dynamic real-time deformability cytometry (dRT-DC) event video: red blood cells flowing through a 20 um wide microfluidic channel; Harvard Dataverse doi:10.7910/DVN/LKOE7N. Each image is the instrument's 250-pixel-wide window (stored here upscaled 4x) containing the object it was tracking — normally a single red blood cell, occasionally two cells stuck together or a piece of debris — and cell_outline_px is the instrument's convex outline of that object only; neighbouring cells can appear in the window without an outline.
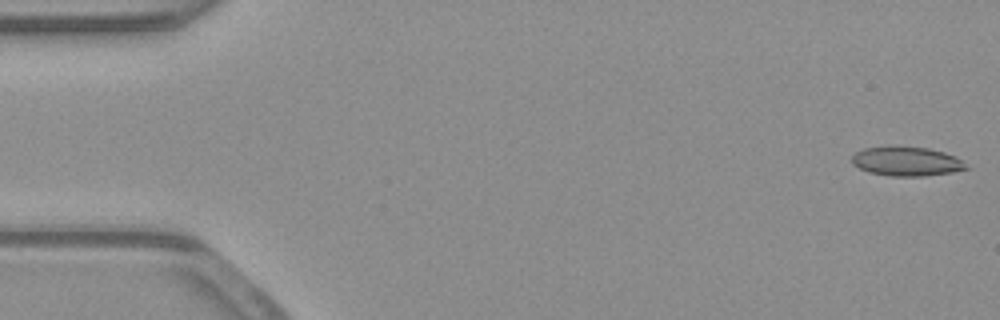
{"species": "common noctule bat (a hibernating species)", "species_latin": "Nyctalus noctula", "temperature_condition": "warm", "stored_images_in_passage": 52, "camera_frame_rate_fps": 3000, "um_per_image_px": 0.085, "animal": {"sex": "male", "body_mass_g": 23.1, "forearm_length_mm": 52.7}, "frame": {"image": 1, "passage_image": 1, "time_ms": 0.0, "image_size_px": [1000, 320], "cell_outline_px": [[968, 168], [952, 172], [924, 176], [888, 176], [868, 172], [852, 164], [852, 156], [856, 152], [864, 148], [892, 144], [928, 148], [944, 152], [956, 156]], "centroid_in_image_um": [77.0, 13.69], "position_along_channel_um": 8.0, "area_um2": 19.83}}
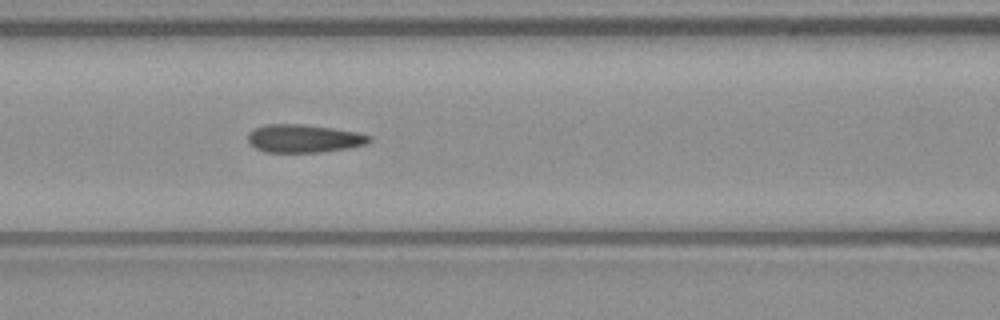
{"frame": {"image": 2, "passage_image": 22, "time_ms": 7.0, "image_size_px": [1000, 320], "cell_outline_px": [[372, 140], [368, 144], [348, 148], [320, 152], [264, 152], [256, 148], [248, 140], [248, 132], [252, 128], [264, 124], [304, 124], [360, 132], [372, 136]], "centroid_in_image_um": [25.85, 11.76], "position_along_channel_um": 140.7, "area_um2": 20.11}}
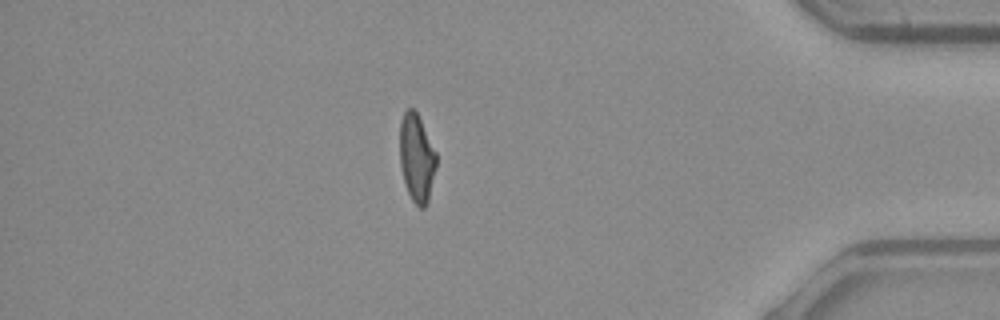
{"frame": {"image": 3, "passage_image": 45, "time_ms": 14.667, "image_size_px": [1000, 320], "cell_outline_px": [[436, 168], [428, 200], [424, 208], [420, 208], [412, 200], [408, 192], [404, 180], [400, 164], [400, 120], [404, 112], [408, 108], [412, 108], [416, 112], [436, 152]], "centroid_in_image_um": [35.41, 13.42], "position_along_channel_um": 399.8, "area_um2": 18.44}, "authors_computed_cell_mechanics": {"area_um2": 20.0277, "velocity_mm_per_s": 3.9407, "shape_relaxation_time_tau1_ms": null, "shape_relaxation_time_tau2_ms": 1.3831, "deformation_change_tau1": null, "deformation_change_tau2": 0.0951}}